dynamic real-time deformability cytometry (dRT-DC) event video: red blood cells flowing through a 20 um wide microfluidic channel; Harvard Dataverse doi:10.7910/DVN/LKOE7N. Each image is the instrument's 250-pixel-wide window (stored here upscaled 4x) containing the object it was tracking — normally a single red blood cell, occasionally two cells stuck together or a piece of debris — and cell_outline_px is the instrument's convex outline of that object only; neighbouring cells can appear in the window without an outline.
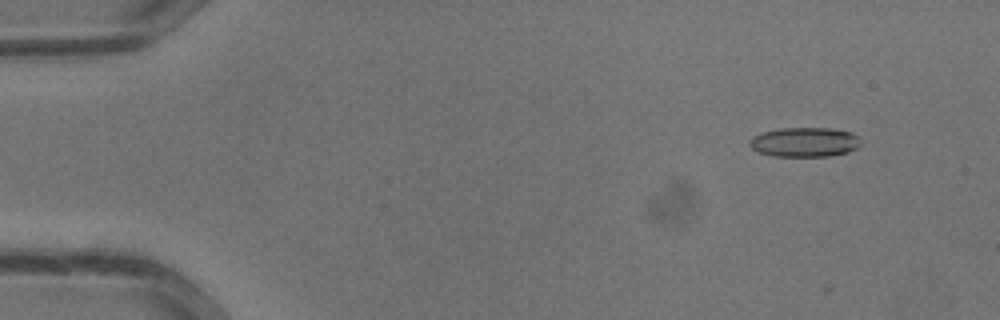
{"species": "common noctule bat (a hibernating species)", "species_latin": "Nyctalus noctula", "temperature_condition": "warm", "stored_images_in_passage": 34, "camera_frame_rate_fps": 3000, "um_per_image_px": 0.085, "animal": {"sex": "male", "body_mass_g": 13.3}, "frame": {"image": 1, "passage_image": 4, "time_ms": 1.0, "image_size_px": [1000, 320], "cell_outline_px": [[860, 144], [856, 148], [848, 152], [828, 156], [772, 156], [760, 152], [752, 148], [748, 144], [748, 140], [752, 136], [760, 132], [780, 128], [832, 128], [852, 132], [860, 140]], "centroid_in_image_um": [68.35, 12.07], "position_along_channel_um": 16.6, "area_um2": 19.25}}
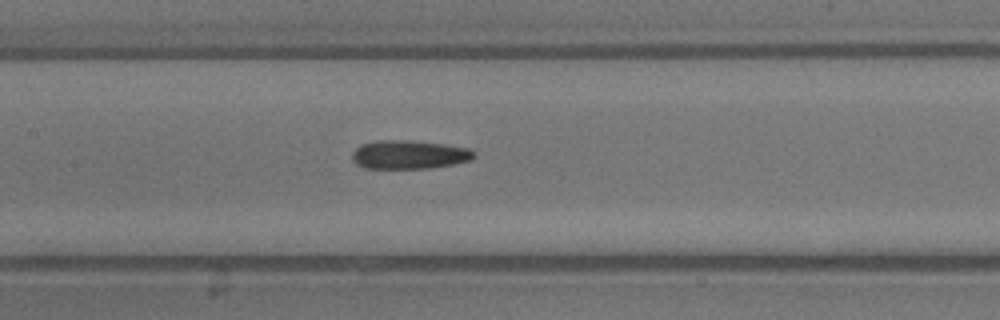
{"frame": {"image": 2, "passage_image": 17, "time_ms": 5.333, "image_size_px": [1000, 320], "cell_outline_px": [[476, 156], [472, 160], [452, 164], [428, 168], [364, 168], [356, 164], [352, 160], [352, 152], [360, 144], [376, 140], [408, 140], [444, 144], [468, 148], [476, 152]], "centroid_in_image_um": [34.76, 13.13], "position_along_channel_um": 172.6, "area_um2": 20.46}}
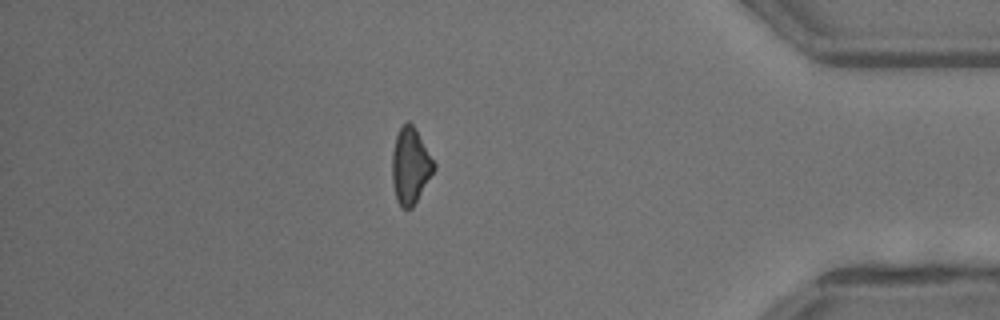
{"frame": {"image": 3, "passage_image": 30, "time_ms": 9.667, "image_size_px": [1000, 320], "cell_outline_px": [[436, 168], [412, 208], [400, 208], [396, 200], [392, 180], [392, 152], [396, 136], [400, 128], [408, 120], [412, 124], [436, 164]], "centroid_in_image_um": [34.87, 14.12], "position_along_channel_um": 400.3, "area_um2": 18.38}}